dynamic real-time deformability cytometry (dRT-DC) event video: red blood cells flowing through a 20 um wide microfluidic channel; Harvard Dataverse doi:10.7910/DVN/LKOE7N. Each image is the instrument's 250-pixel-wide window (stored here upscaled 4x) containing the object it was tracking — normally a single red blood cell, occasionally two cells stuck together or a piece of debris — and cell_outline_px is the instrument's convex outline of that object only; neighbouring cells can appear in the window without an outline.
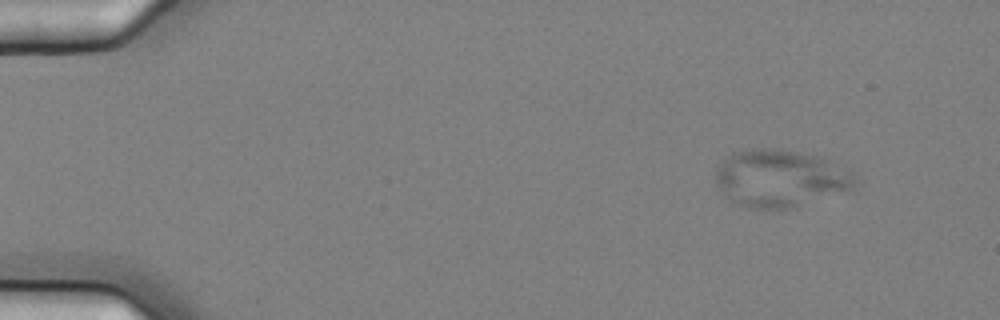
{"species": "common noctule bat (a hibernating species)", "species_latin": "Nyctalus noctula", "temperature_condition": "cold", "stored_images_in_passage": 10, "camera_frame_rate_fps": 3000, "um_per_image_px": 0.085, "animal": {"sex": "female", "body_mass_g": 25.1}, "frame": {"image": 1, "passage_image": 1, "time_ms": 0.0, "image_size_px": [1000, 320], "cell_outline_px": [[860, 184], [852, 188], [796, 208], [748, 208], [732, 200], [716, 184], [716, 168], [728, 156], [736, 152], [760, 148], [780, 148], [828, 160], [852, 176]], "centroid_in_image_um": [66.29, 15.17], "position_along_channel_um": 18.7, "area_um2": 45.49}}
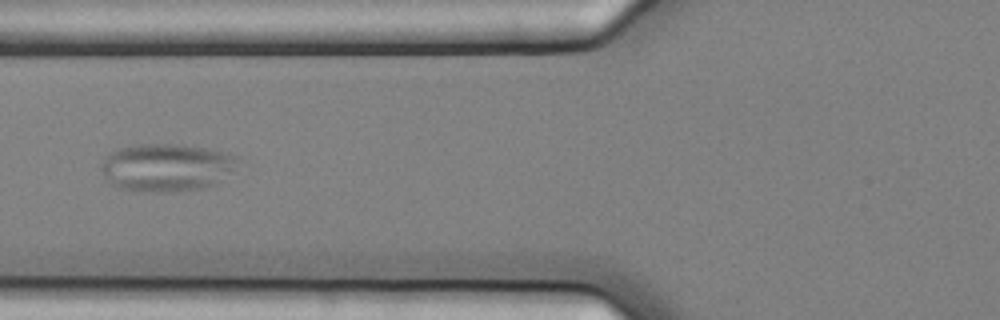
{"frame": {"image": 2, "passage_image": 6, "time_ms": 1.667, "image_size_px": [1000, 320], "cell_outline_px": [[240, 156], [232, 172], [216, 184], [204, 188], [172, 192], [148, 192], [120, 188], [112, 184], [108, 180], [100, 168], [100, 164], [116, 148], [136, 144], [180, 144], [204, 148]], "centroid_in_image_um": [14.16, 14.23], "position_along_channel_um": 111.6, "area_um2": 38.15}}
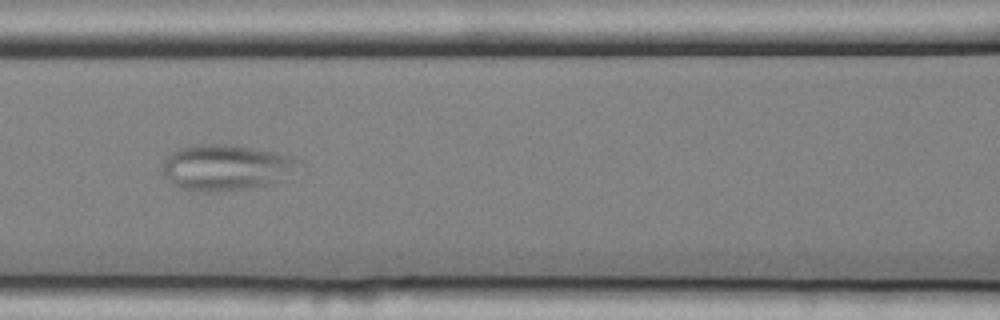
{"frame": {"image": 3, "passage_image": 7, "time_ms": 2.0, "image_size_px": [1000, 320], "cell_outline_px": [[304, 164], [276, 180], [264, 184], [244, 188], [216, 192], [212, 192], [180, 188], [164, 172], [164, 160], [172, 152], [188, 144], [224, 144], [252, 148], [296, 156]], "centroid_in_image_um": [19.22, 14.19], "position_along_channel_um": 147.4, "area_um2": 35.49}}